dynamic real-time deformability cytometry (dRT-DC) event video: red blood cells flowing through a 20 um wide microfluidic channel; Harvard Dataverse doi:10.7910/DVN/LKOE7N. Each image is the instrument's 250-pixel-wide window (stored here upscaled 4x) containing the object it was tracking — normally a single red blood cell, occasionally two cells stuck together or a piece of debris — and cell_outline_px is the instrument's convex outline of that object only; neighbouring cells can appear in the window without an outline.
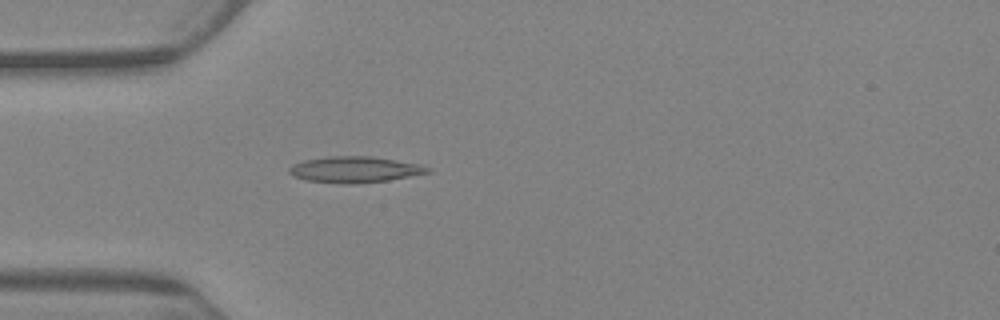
{"species": "Egyptian fruit bat (a non-hibernating species)", "species_latin": "Rousettus aegyptiacus", "temperature_condition": "warm", "stored_images_in_passage": 6, "camera_frame_rate_fps": 3000, "um_per_image_px": 0.085, "animal": {"sex": "female"}, "frame": {"image": 1, "passage_image": 6, "time_ms": 6.0, "image_size_px": [1000, 320], "cell_outline_px": [[432, 172], [388, 180], [308, 180], [296, 176], [288, 172], [288, 168], [292, 164], [304, 160], [332, 156], [372, 156], [396, 160], [416, 164], [432, 168]], "centroid_in_image_um": [30.2, 14.34], "position_along_channel_um": 54.8, "area_um2": 19.59}}